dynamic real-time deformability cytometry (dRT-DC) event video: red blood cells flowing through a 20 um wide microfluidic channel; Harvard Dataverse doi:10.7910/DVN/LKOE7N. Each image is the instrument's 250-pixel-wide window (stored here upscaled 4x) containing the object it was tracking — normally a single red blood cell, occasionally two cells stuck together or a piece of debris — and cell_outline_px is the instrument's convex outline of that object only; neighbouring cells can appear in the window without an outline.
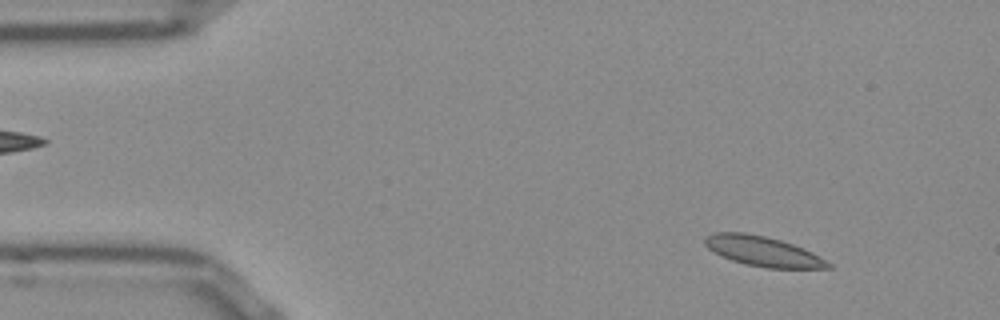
{"species": "Egyptian fruit bat (a non-hibernating species)", "species_latin": "Rousettus aegyptiacus", "temperature_condition": "room temperature", "stored_images_in_passage": 52, "camera_frame_rate_fps": 3000, "um_per_image_px": 0.085, "frame": {"image": 1, "passage_image": 5, "time_ms": 1.333, "image_size_px": [1000, 320], "cell_outline_px": [[832, 268], [768, 268], [744, 264], [720, 256], [708, 248], [704, 244], [704, 236], [712, 232], [744, 232], [764, 236], [780, 240], [804, 248], [820, 256], [832, 264]], "centroid_in_image_um": [64.82, 21.35], "position_along_channel_um": 20.2, "area_um2": 21.62}}
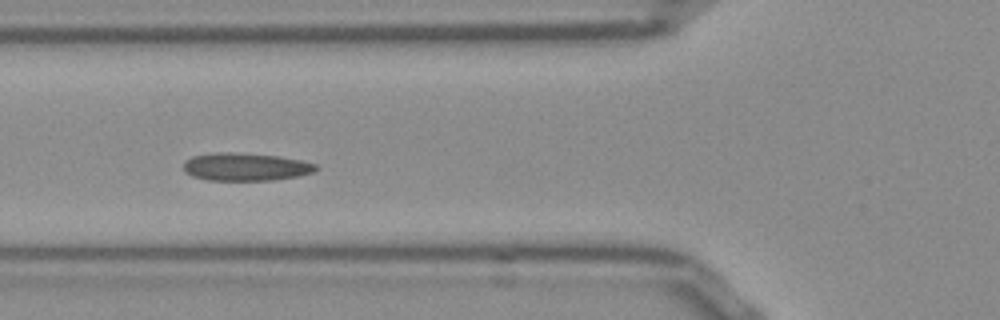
{"frame": {"image": 2, "passage_image": 18, "time_ms": 5.667, "image_size_px": [1000, 320], "cell_outline_px": [[320, 168], [312, 172], [296, 176], [272, 180], [208, 180], [192, 176], [184, 172], [184, 164], [192, 156], [216, 152], [232, 152], [276, 156], [300, 160], [316, 164]], "centroid_in_image_um": [20.86, 14.18], "position_along_channel_um": 104.9, "area_um2": 21.27}}
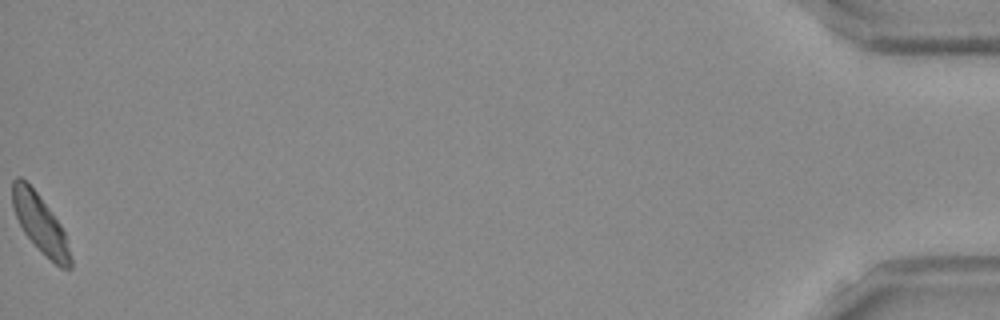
{"frame": {"image": 3, "passage_image": 52, "time_ms": 17.0, "image_size_px": [1000, 320], "cell_outline_px": [[72, 268], [60, 268], [24, 232], [16, 216], [12, 204], [12, 180], [16, 176], [20, 176], [36, 192], [60, 224], [64, 232], [72, 260]], "centroid_in_image_um": [3.4, 18.98], "position_along_channel_um": 431.8, "area_um2": 18.9}, "authors_computed_cell_mechanics": {"area_um2": 20.7502, "velocity_mm_per_s": 3.8171, "shape_relaxation_time_tau1_ms": null, "shape_relaxation_time_tau2_ms": 4.9693, "deformation_change_tau1": null, "deformation_change_tau2": 0.0843}}